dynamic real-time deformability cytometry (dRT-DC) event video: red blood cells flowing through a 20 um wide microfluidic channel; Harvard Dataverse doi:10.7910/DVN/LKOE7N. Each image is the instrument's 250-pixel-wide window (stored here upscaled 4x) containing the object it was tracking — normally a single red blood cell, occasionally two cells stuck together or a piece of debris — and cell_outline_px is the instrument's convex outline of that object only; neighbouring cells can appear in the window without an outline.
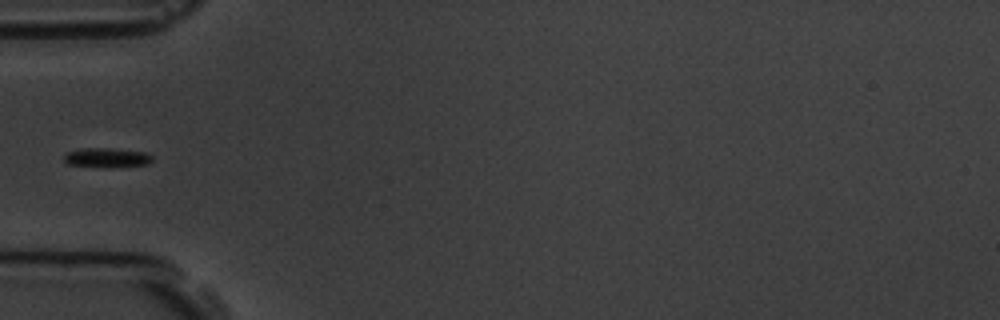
{"species": "common noctule bat (a hibernating species)", "species_latin": "Nyctalus noctula", "temperature_condition": "room temperature", "stored_images_in_passage": 6, "camera_frame_rate_fps": 3000, "um_per_image_px": 0.085, "animal": {"sex": "male", "body_mass_g": 19.5, "forearm_length_mm": 54.6}, "frame": {"image": 1, "passage_image": 6, "time_ms": 6.0, "image_size_px": [1000, 320], "cell_outline_px": [[152, 160], [148, 164], [108, 168], [68, 164], [64, 160], [64, 152], [80, 148], [108, 148], [144, 152], [152, 156]], "centroid_in_image_um": [9.03, 13.4], "position_along_channel_um": 76.0, "area_um2": 10.12}}